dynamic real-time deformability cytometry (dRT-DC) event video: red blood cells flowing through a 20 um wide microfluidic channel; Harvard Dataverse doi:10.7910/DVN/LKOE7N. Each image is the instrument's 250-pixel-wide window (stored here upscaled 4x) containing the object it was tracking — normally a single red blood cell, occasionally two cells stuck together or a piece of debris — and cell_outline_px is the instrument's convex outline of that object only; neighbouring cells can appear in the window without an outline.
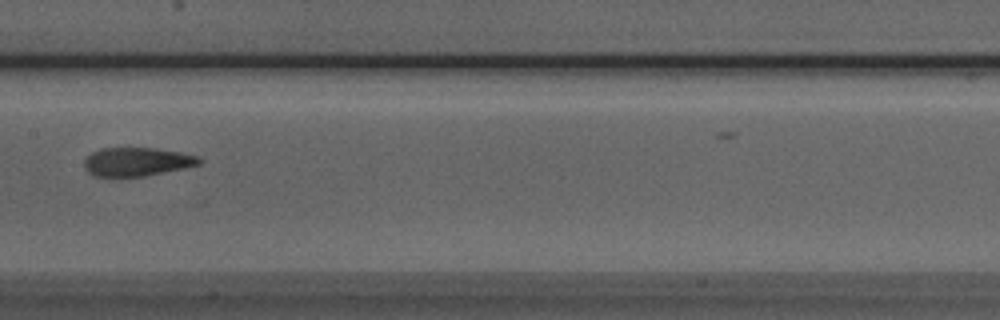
{"species": "Egyptian fruit bat (a non-hibernating species)", "species_latin": "Rousettus aegyptiacus", "temperature_condition": "room temperature", "stored_images_in_passage": 6, "camera_frame_rate_fps": 3000, "um_per_image_px": 0.085, "animal": {"sex": "male"}, "frame": {"image": 1, "passage_image": 6, "time_ms": 5.667, "image_size_px": [1000, 320], "cell_outline_px": [[204, 160], [200, 164], [184, 168], [144, 176], [96, 176], [88, 172], [84, 168], [84, 160], [92, 152], [104, 148], [156, 148], [180, 152], [200, 156]], "centroid_in_image_um": [11.68, 13.74], "position_along_channel_um": 195.7, "area_um2": 19.13}}